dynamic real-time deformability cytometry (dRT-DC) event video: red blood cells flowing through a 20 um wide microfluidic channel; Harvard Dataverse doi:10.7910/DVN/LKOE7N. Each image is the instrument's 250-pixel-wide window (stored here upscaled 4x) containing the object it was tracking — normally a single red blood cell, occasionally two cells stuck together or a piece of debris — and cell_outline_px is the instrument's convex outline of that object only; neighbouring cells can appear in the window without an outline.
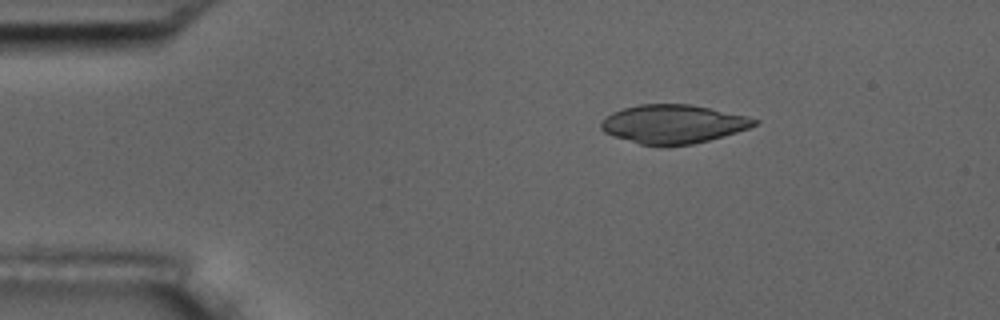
{"species": "common noctule bat (a hibernating species)", "species_latin": "Nyctalus noctula", "temperature_condition": "room temperature", "stored_images_in_passage": 5, "segment_of_instrument_passage": [1, 2], "camera_frame_rate_fps": 3000, "um_per_image_px": 0.085, "animal": {"sex": "male", "body_mass_g": 17.5, "forearm_length_mm": 52.3}, "frame": {"image": 1, "passage_image": 3, "time_ms": 2.333, "image_size_px": [1000, 320], "cell_outline_px": [[760, 120], [756, 124], [748, 128], [724, 136], [692, 144], [640, 144], [604, 132], [600, 128], [600, 124], [612, 112], [624, 108], [640, 104], [692, 104], [748, 116]], "centroid_in_image_um": [57.25, 10.52], "position_along_channel_um": 27.7, "area_um2": 33.99}}